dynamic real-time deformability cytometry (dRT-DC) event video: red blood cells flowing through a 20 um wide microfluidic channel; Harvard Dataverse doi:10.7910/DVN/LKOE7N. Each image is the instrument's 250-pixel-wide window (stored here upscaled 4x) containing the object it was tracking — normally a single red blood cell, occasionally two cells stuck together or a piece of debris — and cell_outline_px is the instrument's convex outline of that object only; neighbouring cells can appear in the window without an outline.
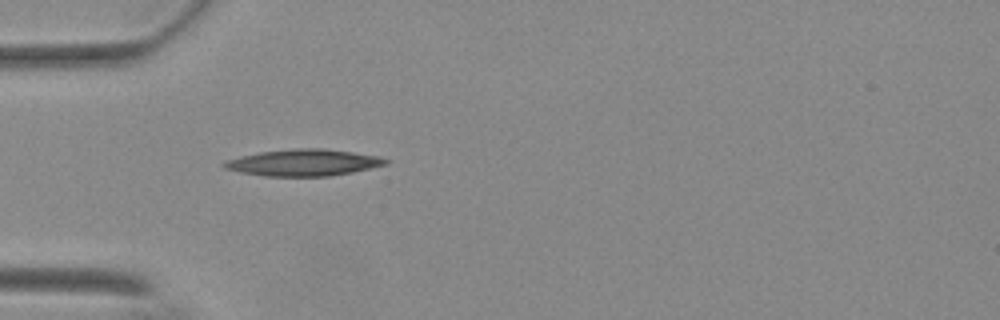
{"species": "Egyptian fruit bat (a non-hibernating species)", "species_latin": "Rousettus aegyptiacus", "temperature_condition": "warm", "stored_images_in_passage": 39, "camera_frame_rate_fps": 3000, "um_per_image_px": 0.085, "animal": {"sex": "female"}, "frame": {"image": 1, "passage_image": 1, "time_ms": 0.0, "image_size_px": [1000, 320], "cell_outline_px": [[388, 164], [352, 172], [328, 176], [264, 176], [240, 172], [224, 168], [220, 164], [228, 160], [240, 156], [260, 152], [292, 148], [324, 148], [352, 152], [376, 156], [388, 160]], "centroid_in_image_um": [25.76, 13.82], "position_along_channel_um": 59.2, "area_um2": 24.91}}
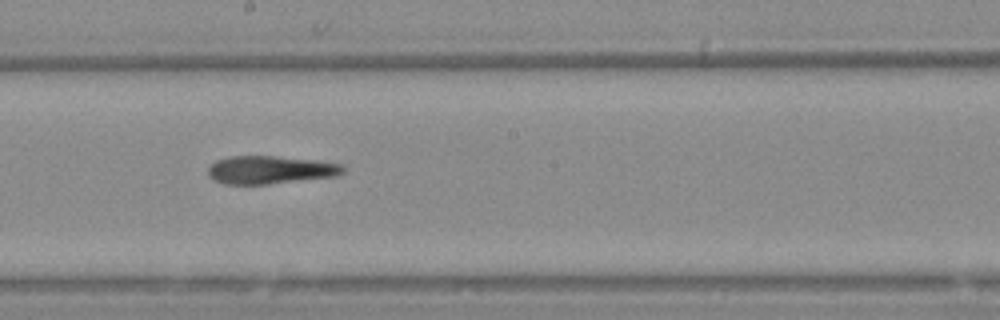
{"frame": {"image": 2, "passage_image": 15, "time_ms": 4.667, "image_size_px": [1000, 320], "cell_outline_px": [[344, 172], [336, 176], [268, 184], [224, 184], [216, 180], [208, 172], [208, 168], [216, 160], [232, 156], [272, 156], [312, 160], [340, 164], [344, 168]], "centroid_in_image_um": [22.96, 14.44], "position_along_channel_um": 225.2, "area_um2": 21.62}}
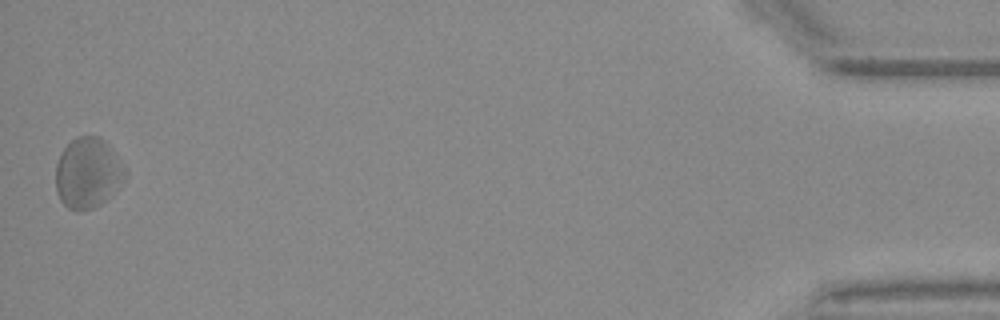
{"frame": {"image": 3, "passage_image": 39, "time_ms": 12.667, "image_size_px": [1000, 320], "cell_outline_px": [[124, 176], [104, 200], [100, 204], [92, 208], [76, 212], [68, 208], [60, 200], [56, 192], [56, 164], [64, 148], [76, 136], [100, 136], [108, 144], [124, 172]], "centroid_in_image_um": [7.37, 14.7], "position_along_channel_um": 427.8, "area_um2": 27.51}, "authors_computed_cell_mechanics": {"area_um2": 23.1778, "velocity_mm_per_s": 3.6629, "shape_relaxation_time_tau1_ms": 5.2146, "shape_relaxation_time_tau2_ms": 9.8426, "deformation_change_tau1": 0.1411, "deformation_change_tau2": 0.2726}}